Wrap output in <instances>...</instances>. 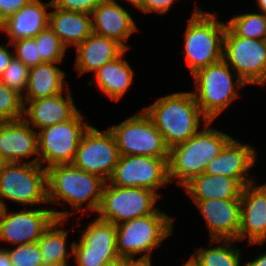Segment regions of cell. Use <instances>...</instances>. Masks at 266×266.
Masks as SVG:
<instances>
[{"label":"cell","mask_w":266,"mask_h":266,"mask_svg":"<svg viewBox=\"0 0 266 266\" xmlns=\"http://www.w3.org/2000/svg\"><path fill=\"white\" fill-rule=\"evenodd\" d=\"M257 158L255 147L232 138L220 154L208 163L204 173L235 178L245 186L258 181L254 177L257 175L249 174L254 165L257 164Z\"/></svg>","instance_id":"cell-17"},{"label":"cell","mask_w":266,"mask_h":266,"mask_svg":"<svg viewBox=\"0 0 266 266\" xmlns=\"http://www.w3.org/2000/svg\"><path fill=\"white\" fill-rule=\"evenodd\" d=\"M0 266H13L5 248L0 247Z\"/></svg>","instance_id":"cell-42"},{"label":"cell","mask_w":266,"mask_h":266,"mask_svg":"<svg viewBox=\"0 0 266 266\" xmlns=\"http://www.w3.org/2000/svg\"><path fill=\"white\" fill-rule=\"evenodd\" d=\"M54 266H73L72 264L54 265Z\"/></svg>","instance_id":"cell-48"},{"label":"cell","mask_w":266,"mask_h":266,"mask_svg":"<svg viewBox=\"0 0 266 266\" xmlns=\"http://www.w3.org/2000/svg\"><path fill=\"white\" fill-rule=\"evenodd\" d=\"M260 185L263 186L264 189L266 190V182H264V184L262 183V184H260Z\"/></svg>","instance_id":"cell-50"},{"label":"cell","mask_w":266,"mask_h":266,"mask_svg":"<svg viewBox=\"0 0 266 266\" xmlns=\"http://www.w3.org/2000/svg\"><path fill=\"white\" fill-rule=\"evenodd\" d=\"M68 223L67 220L55 219L37 241L44 266L72 264L74 241L70 245L67 242L72 231L64 229Z\"/></svg>","instance_id":"cell-28"},{"label":"cell","mask_w":266,"mask_h":266,"mask_svg":"<svg viewBox=\"0 0 266 266\" xmlns=\"http://www.w3.org/2000/svg\"><path fill=\"white\" fill-rule=\"evenodd\" d=\"M180 0H145L143 9L141 13L149 14L155 12L159 15L168 14L169 10L172 8V5H175L176 2Z\"/></svg>","instance_id":"cell-37"},{"label":"cell","mask_w":266,"mask_h":266,"mask_svg":"<svg viewBox=\"0 0 266 266\" xmlns=\"http://www.w3.org/2000/svg\"><path fill=\"white\" fill-rule=\"evenodd\" d=\"M160 196L144 187H118L104 183L97 217L118 225L154 213Z\"/></svg>","instance_id":"cell-8"},{"label":"cell","mask_w":266,"mask_h":266,"mask_svg":"<svg viewBox=\"0 0 266 266\" xmlns=\"http://www.w3.org/2000/svg\"><path fill=\"white\" fill-rule=\"evenodd\" d=\"M70 86L62 93L41 99L23 100V119L35 130L70 120L79 108Z\"/></svg>","instance_id":"cell-19"},{"label":"cell","mask_w":266,"mask_h":266,"mask_svg":"<svg viewBox=\"0 0 266 266\" xmlns=\"http://www.w3.org/2000/svg\"><path fill=\"white\" fill-rule=\"evenodd\" d=\"M29 68L15 57L12 58L5 68L0 80L9 88L22 97L26 92Z\"/></svg>","instance_id":"cell-34"},{"label":"cell","mask_w":266,"mask_h":266,"mask_svg":"<svg viewBox=\"0 0 266 266\" xmlns=\"http://www.w3.org/2000/svg\"><path fill=\"white\" fill-rule=\"evenodd\" d=\"M13 266H44L38 242L4 247Z\"/></svg>","instance_id":"cell-33"},{"label":"cell","mask_w":266,"mask_h":266,"mask_svg":"<svg viewBox=\"0 0 266 266\" xmlns=\"http://www.w3.org/2000/svg\"><path fill=\"white\" fill-rule=\"evenodd\" d=\"M74 241L73 264L75 266H104L116 263L120 257L116 251V225L95 216L81 229V236Z\"/></svg>","instance_id":"cell-12"},{"label":"cell","mask_w":266,"mask_h":266,"mask_svg":"<svg viewBox=\"0 0 266 266\" xmlns=\"http://www.w3.org/2000/svg\"><path fill=\"white\" fill-rule=\"evenodd\" d=\"M2 211H3V206H2V204H1V202H0V217H1V213H2Z\"/></svg>","instance_id":"cell-47"},{"label":"cell","mask_w":266,"mask_h":266,"mask_svg":"<svg viewBox=\"0 0 266 266\" xmlns=\"http://www.w3.org/2000/svg\"><path fill=\"white\" fill-rule=\"evenodd\" d=\"M113 134L120 156L139 155L155 158H169L161 132L153 121L140 109L138 113L127 117L124 121L109 126Z\"/></svg>","instance_id":"cell-9"},{"label":"cell","mask_w":266,"mask_h":266,"mask_svg":"<svg viewBox=\"0 0 266 266\" xmlns=\"http://www.w3.org/2000/svg\"><path fill=\"white\" fill-rule=\"evenodd\" d=\"M257 4L258 12L266 14V0H255Z\"/></svg>","instance_id":"cell-44"},{"label":"cell","mask_w":266,"mask_h":266,"mask_svg":"<svg viewBox=\"0 0 266 266\" xmlns=\"http://www.w3.org/2000/svg\"><path fill=\"white\" fill-rule=\"evenodd\" d=\"M3 208L0 217V243L22 245L37 242L56 219L49 207H23L21 210Z\"/></svg>","instance_id":"cell-15"},{"label":"cell","mask_w":266,"mask_h":266,"mask_svg":"<svg viewBox=\"0 0 266 266\" xmlns=\"http://www.w3.org/2000/svg\"><path fill=\"white\" fill-rule=\"evenodd\" d=\"M10 47L12 48V44L9 42L7 45H1L0 43V77L14 57V52Z\"/></svg>","instance_id":"cell-39"},{"label":"cell","mask_w":266,"mask_h":266,"mask_svg":"<svg viewBox=\"0 0 266 266\" xmlns=\"http://www.w3.org/2000/svg\"><path fill=\"white\" fill-rule=\"evenodd\" d=\"M244 266H266V252L258 253L254 259L244 262Z\"/></svg>","instance_id":"cell-41"},{"label":"cell","mask_w":266,"mask_h":266,"mask_svg":"<svg viewBox=\"0 0 266 266\" xmlns=\"http://www.w3.org/2000/svg\"><path fill=\"white\" fill-rule=\"evenodd\" d=\"M191 77L194 98L202 114L213 122L239 99V89L248 86L223 59L199 69Z\"/></svg>","instance_id":"cell-5"},{"label":"cell","mask_w":266,"mask_h":266,"mask_svg":"<svg viewBox=\"0 0 266 266\" xmlns=\"http://www.w3.org/2000/svg\"><path fill=\"white\" fill-rule=\"evenodd\" d=\"M126 49L118 58L104 64L95 73L93 79L99 91L112 101H120L133 84L135 71L126 61Z\"/></svg>","instance_id":"cell-24"},{"label":"cell","mask_w":266,"mask_h":266,"mask_svg":"<svg viewBox=\"0 0 266 266\" xmlns=\"http://www.w3.org/2000/svg\"><path fill=\"white\" fill-rule=\"evenodd\" d=\"M0 155L7 163L39 164L37 131L24 119L0 121Z\"/></svg>","instance_id":"cell-18"},{"label":"cell","mask_w":266,"mask_h":266,"mask_svg":"<svg viewBox=\"0 0 266 266\" xmlns=\"http://www.w3.org/2000/svg\"><path fill=\"white\" fill-rule=\"evenodd\" d=\"M53 10V11H52ZM49 27L67 48L77 47L93 32L90 14L62 10L51 5Z\"/></svg>","instance_id":"cell-25"},{"label":"cell","mask_w":266,"mask_h":266,"mask_svg":"<svg viewBox=\"0 0 266 266\" xmlns=\"http://www.w3.org/2000/svg\"><path fill=\"white\" fill-rule=\"evenodd\" d=\"M143 110L161 132L169 149L193 137L200 127L209 122L192 91H177L161 96Z\"/></svg>","instance_id":"cell-2"},{"label":"cell","mask_w":266,"mask_h":266,"mask_svg":"<svg viewBox=\"0 0 266 266\" xmlns=\"http://www.w3.org/2000/svg\"><path fill=\"white\" fill-rule=\"evenodd\" d=\"M7 162L3 159V157L0 155V171L3 169L4 165L6 164Z\"/></svg>","instance_id":"cell-46"},{"label":"cell","mask_w":266,"mask_h":266,"mask_svg":"<svg viewBox=\"0 0 266 266\" xmlns=\"http://www.w3.org/2000/svg\"><path fill=\"white\" fill-rule=\"evenodd\" d=\"M14 57L23 62L28 68L43 63L38 54V46L34 38L20 39L12 42Z\"/></svg>","instance_id":"cell-35"},{"label":"cell","mask_w":266,"mask_h":266,"mask_svg":"<svg viewBox=\"0 0 266 266\" xmlns=\"http://www.w3.org/2000/svg\"><path fill=\"white\" fill-rule=\"evenodd\" d=\"M46 172L48 205H61L65 208L59 210L50 206L56 219L68 220L72 215L79 216V213L83 212L77 217L80 222L75 224L76 230L78 225L79 228L82 225L81 215H96L105 180L96 174L80 170L73 164L53 165L48 167ZM68 206L71 210H66Z\"/></svg>","instance_id":"cell-1"},{"label":"cell","mask_w":266,"mask_h":266,"mask_svg":"<svg viewBox=\"0 0 266 266\" xmlns=\"http://www.w3.org/2000/svg\"><path fill=\"white\" fill-rule=\"evenodd\" d=\"M223 60L245 84L266 86V40L238 37L226 27Z\"/></svg>","instance_id":"cell-11"},{"label":"cell","mask_w":266,"mask_h":266,"mask_svg":"<svg viewBox=\"0 0 266 266\" xmlns=\"http://www.w3.org/2000/svg\"><path fill=\"white\" fill-rule=\"evenodd\" d=\"M237 240L209 239V247L196 248L191 256L200 266H244ZM214 246V247H212Z\"/></svg>","instance_id":"cell-29"},{"label":"cell","mask_w":266,"mask_h":266,"mask_svg":"<svg viewBox=\"0 0 266 266\" xmlns=\"http://www.w3.org/2000/svg\"><path fill=\"white\" fill-rule=\"evenodd\" d=\"M38 54L42 62L62 63L67 48L62 44L56 33L50 27L40 32L35 38Z\"/></svg>","instance_id":"cell-31"},{"label":"cell","mask_w":266,"mask_h":266,"mask_svg":"<svg viewBox=\"0 0 266 266\" xmlns=\"http://www.w3.org/2000/svg\"><path fill=\"white\" fill-rule=\"evenodd\" d=\"M84 119L79 110L70 120L37 131L41 166L47 169L53 165L73 163L78 144L90 126Z\"/></svg>","instance_id":"cell-10"},{"label":"cell","mask_w":266,"mask_h":266,"mask_svg":"<svg viewBox=\"0 0 266 266\" xmlns=\"http://www.w3.org/2000/svg\"><path fill=\"white\" fill-rule=\"evenodd\" d=\"M106 0H51V5L62 10L90 14Z\"/></svg>","instance_id":"cell-36"},{"label":"cell","mask_w":266,"mask_h":266,"mask_svg":"<svg viewBox=\"0 0 266 266\" xmlns=\"http://www.w3.org/2000/svg\"><path fill=\"white\" fill-rule=\"evenodd\" d=\"M22 96L0 80V121L23 119Z\"/></svg>","instance_id":"cell-32"},{"label":"cell","mask_w":266,"mask_h":266,"mask_svg":"<svg viewBox=\"0 0 266 266\" xmlns=\"http://www.w3.org/2000/svg\"><path fill=\"white\" fill-rule=\"evenodd\" d=\"M168 159L152 156H120L108 182L118 187H144L160 197L159 189L168 187Z\"/></svg>","instance_id":"cell-13"},{"label":"cell","mask_w":266,"mask_h":266,"mask_svg":"<svg viewBox=\"0 0 266 266\" xmlns=\"http://www.w3.org/2000/svg\"><path fill=\"white\" fill-rule=\"evenodd\" d=\"M116 266H153V263L150 259L120 258Z\"/></svg>","instance_id":"cell-40"},{"label":"cell","mask_w":266,"mask_h":266,"mask_svg":"<svg viewBox=\"0 0 266 266\" xmlns=\"http://www.w3.org/2000/svg\"><path fill=\"white\" fill-rule=\"evenodd\" d=\"M175 217L160 207L152 214L116 225V251L120 258L150 259L155 249L174 233ZM140 256V257H137Z\"/></svg>","instance_id":"cell-6"},{"label":"cell","mask_w":266,"mask_h":266,"mask_svg":"<svg viewBox=\"0 0 266 266\" xmlns=\"http://www.w3.org/2000/svg\"><path fill=\"white\" fill-rule=\"evenodd\" d=\"M30 0H0V24L17 13Z\"/></svg>","instance_id":"cell-38"},{"label":"cell","mask_w":266,"mask_h":266,"mask_svg":"<svg viewBox=\"0 0 266 266\" xmlns=\"http://www.w3.org/2000/svg\"><path fill=\"white\" fill-rule=\"evenodd\" d=\"M244 240L253 247L266 244V190L256 181L245 185L241 193L238 242Z\"/></svg>","instance_id":"cell-16"},{"label":"cell","mask_w":266,"mask_h":266,"mask_svg":"<svg viewBox=\"0 0 266 266\" xmlns=\"http://www.w3.org/2000/svg\"><path fill=\"white\" fill-rule=\"evenodd\" d=\"M187 19L183 34V55L190 74L223 59V41L227 24L218 14L206 12L198 4Z\"/></svg>","instance_id":"cell-4"},{"label":"cell","mask_w":266,"mask_h":266,"mask_svg":"<svg viewBox=\"0 0 266 266\" xmlns=\"http://www.w3.org/2000/svg\"><path fill=\"white\" fill-rule=\"evenodd\" d=\"M58 64L61 63L43 62L29 68L28 83L22 100L47 98L64 92L69 84L66 83V72Z\"/></svg>","instance_id":"cell-27"},{"label":"cell","mask_w":266,"mask_h":266,"mask_svg":"<svg viewBox=\"0 0 266 266\" xmlns=\"http://www.w3.org/2000/svg\"><path fill=\"white\" fill-rule=\"evenodd\" d=\"M238 37L266 40V14L258 11L238 13L226 22Z\"/></svg>","instance_id":"cell-30"},{"label":"cell","mask_w":266,"mask_h":266,"mask_svg":"<svg viewBox=\"0 0 266 266\" xmlns=\"http://www.w3.org/2000/svg\"><path fill=\"white\" fill-rule=\"evenodd\" d=\"M126 48L117 40L94 32L75 48L74 70L82 76L95 73L104 64L118 58Z\"/></svg>","instance_id":"cell-23"},{"label":"cell","mask_w":266,"mask_h":266,"mask_svg":"<svg viewBox=\"0 0 266 266\" xmlns=\"http://www.w3.org/2000/svg\"><path fill=\"white\" fill-rule=\"evenodd\" d=\"M104 266H116V263H110V264H107V265H104Z\"/></svg>","instance_id":"cell-49"},{"label":"cell","mask_w":266,"mask_h":266,"mask_svg":"<svg viewBox=\"0 0 266 266\" xmlns=\"http://www.w3.org/2000/svg\"><path fill=\"white\" fill-rule=\"evenodd\" d=\"M117 0L100 3L91 13L93 32L113 38L129 50L128 41L139 30L134 16Z\"/></svg>","instance_id":"cell-21"},{"label":"cell","mask_w":266,"mask_h":266,"mask_svg":"<svg viewBox=\"0 0 266 266\" xmlns=\"http://www.w3.org/2000/svg\"><path fill=\"white\" fill-rule=\"evenodd\" d=\"M120 154L111 131H100L90 125L78 144L73 165L108 181L113 174Z\"/></svg>","instance_id":"cell-14"},{"label":"cell","mask_w":266,"mask_h":266,"mask_svg":"<svg viewBox=\"0 0 266 266\" xmlns=\"http://www.w3.org/2000/svg\"><path fill=\"white\" fill-rule=\"evenodd\" d=\"M25 207L48 206L47 172L40 164L6 163L0 171V202Z\"/></svg>","instance_id":"cell-7"},{"label":"cell","mask_w":266,"mask_h":266,"mask_svg":"<svg viewBox=\"0 0 266 266\" xmlns=\"http://www.w3.org/2000/svg\"><path fill=\"white\" fill-rule=\"evenodd\" d=\"M51 0H30L17 13L0 24V32L8 37L9 43L20 39L35 38L49 27Z\"/></svg>","instance_id":"cell-22"},{"label":"cell","mask_w":266,"mask_h":266,"mask_svg":"<svg viewBox=\"0 0 266 266\" xmlns=\"http://www.w3.org/2000/svg\"><path fill=\"white\" fill-rule=\"evenodd\" d=\"M190 258H188V260L185 261L184 259V263L182 266H200L192 256H189Z\"/></svg>","instance_id":"cell-45"},{"label":"cell","mask_w":266,"mask_h":266,"mask_svg":"<svg viewBox=\"0 0 266 266\" xmlns=\"http://www.w3.org/2000/svg\"><path fill=\"white\" fill-rule=\"evenodd\" d=\"M244 185L235 178L206 173L193 177L182 188L191 200L240 199Z\"/></svg>","instance_id":"cell-26"},{"label":"cell","mask_w":266,"mask_h":266,"mask_svg":"<svg viewBox=\"0 0 266 266\" xmlns=\"http://www.w3.org/2000/svg\"><path fill=\"white\" fill-rule=\"evenodd\" d=\"M205 221L208 239L238 241L240 228V199L192 200Z\"/></svg>","instance_id":"cell-20"},{"label":"cell","mask_w":266,"mask_h":266,"mask_svg":"<svg viewBox=\"0 0 266 266\" xmlns=\"http://www.w3.org/2000/svg\"><path fill=\"white\" fill-rule=\"evenodd\" d=\"M209 121L193 137L169 149L168 178L180 188L202 174L208 163L218 156L233 138L212 126Z\"/></svg>","instance_id":"cell-3"},{"label":"cell","mask_w":266,"mask_h":266,"mask_svg":"<svg viewBox=\"0 0 266 266\" xmlns=\"http://www.w3.org/2000/svg\"><path fill=\"white\" fill-rule=\"evenodd\" d=\"M124 1L127 2L125 4H129L133 8L135 7L136 10L138 9V11H141L143 9L145 0H124ZM120 2H121V0H120Z\"/></svg>","instance_id":"cell-43"}]
</instances>
